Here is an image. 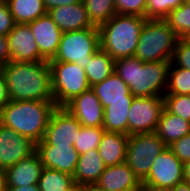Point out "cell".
<instances>
[{
	"instance_id": "cell-1",
	"label": "cell",
	"mask_w": 190,
	"mask_h": 191,
	"mask_svg": "<svg viewBox=\"0 0 190 191\" xmlns=\"http://www.w3.org/2000/svg\"><path fill=\"white\" fill-rule=\"evenodd\" d=\"M2 74L11 101H54L48 61H10L2 66Z\"/></svg>"
},
{
	"instance_id": "cell-2",
	"label": "cell",
	"mask_w": 190,
	"mask_h": 191,
	"mask_svg": "<svg viewBox=\"0 0 190 191\" xmlns=\"http://www.w3.org/2000/svg\"><path fill=\"white\" fill-rule=\"evenodd\" d=\"M171 61L142 62L136 57L114 60V72L129 86L134 97L165 95Z\"/></svg>"
},
{
	"instance_id": "cell-3",
	"label": "cell",
	"mask_w": 190,
	"mask_h": 191,
	"mask_svg": "<svg viewBox=\"0 0 190 191\" xmlns=\"http://www.w3.org/2000/svg\"><path fill=\"white\" fill-rule=\"evenodd\" d=\"M54 101H9L1 110L0 124L38 143L44 138Z\"/></svg>"
},
{
	"instance_id": "cell-4",
	"label": "cell",
	"mask_w": 190,
	"mask_h": 191,
	"mask_svg": "<svg viewBox=\"0 0 190 191\" xmlns=\"http://www.w3.org/2000/svg\"><path fill=\"white\" fill-rule=\"evenodd\" d=\"M146 20L147 18L138 15L116 13L98 27L100 48L114 60L134 57Z\"/></svg>"
},
{
	"instance_id": "cell-5",
	"label": "cell",
	"mask_w": 190,
	"mask_h": 191,
	"mask_svg": "<svg viewBox=\"0 0 190 191\" xmlns=\"http://www.w3.org/2000/svg\"><path fill=\"white\" fill-rule=\"evenodd\" d=\"M179 37L165 20L147 19L134 57L142 62L172 61Z\"/></svg>"
},
{
	"instance_id": "cell-6",
	"label": "cell",
	"mask_w": 190,
	"mask_h": 191,
	"mask_svg": "<svg viewBox=\"0 0 190 191\" xmlns=\"http://www.w3.org/2000/svg\"><path fill=\"white\" fill-rule=\"evenodd\" d=\"M56 107H64L74 97L89 90L86 73L77 63L48 61Z\"/></svg>"
},
{
	"instance_id": "cell-7",
	"label": "cell",
	"mask_w": 190,
	"mask_h": 191,
	"mask_svg": "<svg viewBox=\"0 0 190 191\" xmlns=\"http://www.w3.org/2000/svg\"><path fill=\"white\" fill-rule=\"evenodd\" d=\"M100 49L98 28H85L63 32L59 48L49 61L77 63L86 68L91 56Z\"/></svg>"
},
{
	"instance_id": "cell-8",
	"label": "cell",
	"mask_w": 190,
	"mask_h": 191,
	"mask_svg": "<svg viewBox=\"0 0 190 191\" xmlns=\"http://www.w3.org/2000/svg\"><path fill=\"white\" fill-rule=\"evenodd\" d=\"M166 147L155 132L130 135L128 137L125 163L143 182L149 174L153 160Z\"/></svg>"
},
{
	"instance_id": "cell-9",
	"label": "cell",
	"mask_w": 190,
	"mask_h": 191,
	"mask_svg": "<svg viewBox=\"0 0 190 191\" xmlns=\"http://www.w3.org/2000/svg\"><path fill=\"white\" fill-rule=\"evenodd\" d=\"M163 109L161 96L134 97L128 113V136L155 132Z\"/></svg>"
},
{
	"instance_id": "cell-10",
	"label": "cell",
	"mask_w": 190,
	"mask_h": 191,
	"mask_svg": "<svg viewBox=\"0 0 190 191\" xmlns=\"http://www.w3.org/2000/svg\"><path fill=\"white\" fill-rule=\"evenodd\" d=\"M183 182V162L166 147L154 160L142 186L171 189Z\"/></svg>"
},
{
	"instance_id": "cell-11",
	"label": "cell",
	"mask_w": 190,
	"mask_h": 191,
	"mask_svg": "<svg viewBox=\"0 0 190 191\" xmlns=\"http://www.w3.org/2000/svg\"><path fill=\"white\" fill-rule=\"evenodd\" d=\"M81 124L64 107H57L51 114L44 138L36 145H74Z\"/></svg>"
},
{
	"instance_id": "cell-12",
	"label": "cell",
	"mask_w": 190,
	"mask_h": 191,
	"mask_svg": "<svg viewBox=\"0 0 190 191\" xmlns=\"http://www.w3.org/2000/svg\"><path fill=\"white\" fill-rule=\"evenodd\" d=\"M36 152V143L0 124V168L7 169Z\"/></svg>"
},
{
	"instance_id": "cell-13",
	"label": "cell",
	"mask_w": 190,
	"mask_h": 191,
	"mask_svg": "<svg viewBox=\"0 0 190 191\" xmlns=\"http://www.w3.org/2000/svg\"><path fill=\"white\" fill-rule=\"evenodd\" d=\"M10 61L40 62L46 61L39 53L35 37L29 24L16 23L7 35Z\"/></svg>"
},
{
	"instance_id": "cell-14",
	"label": "cell",
	"mask_w": 190,
	"mask_h": 191,
	"mask_svg": "<svg viewBox=\"0 0 190 191\" xmlns=\"http://www.w3.org/2000/svg\"><path fill=\"white\" fill-rule=\"evenodd\" d=\"M64 108L78 120L81 126H103L104 108L91 88L74 97Z\"/></svg>"
},
{
	"instance_id": "cell-15",
	"label": "cell",
	"mask_w": 190,
	"mask_h": 191,
	"mask_svg": "<svg viewBox=\"0 0 190 191\" xmlns=\"http://www.w3.org/2000/svg\"><path fill=\"white\" fill-rule=\"evenodd\" d=\"M28 24L39 47L40 55L46 61L53 59L59 48L63 32L48 12Z\"/></svg>"
},
{
	"instance_id": "cell-16",
	"label": "cell",
	"mask_w": 190,
	"mask_h": 191,
	"mask_svg": "<svg viewBox=\"0 0 190 191\" xmlns=\"http://www.w3.org/2000/svg\"><path fill=\"white\" fill-rule=\"evenodd\" d=\"M36 152L45 168L54 169L73 176L79 153L72 144L36 145Z\"/></svg>"
},
{
	"instance_id": "cell-17",
	"label": "cell",
	"mask_w": 190,
	"mask_h": 191,
	"mask_svg": "<svg viewBox=\"0 0 190 191\" xmlns=\"http://www.w3.org/2000/svg\"><path fill=\"white\" fill-rule=\"evenodd\" d=\"M94 188L99 191H141L142 182L124 162L106 167Z\"/></svg>"
},
{
	"instance_id": "cell-18",
	"label": "cell",
	"mask_w": 190,
	"mask_h": 191,
	"mask_svg": "<svg viewBox=\"0 0 190 191\" xmlns=\"http://www.w3.org/2000/svg\"><path fill=\"white\" fill-rule=\"evenodd\" d=\"M53 21L62 32H71L85 28H98L88 17L83 1L79 3L55 7L48 11Z\"/></svg>"
},
{
	"instance_id": "cell-19",
	"label": "cell",
	"mask_w": 190,
	"mask_h": 191,
	"mask_svg": "<svg viewBox=\"0 0 190 191\" xmlns=\"http://www.w3.org/2000/svg\"><path fill=\"white\" fill-rule=\"evenodd\" d=\"M44 169L37 152L21 159L18 163L5 169L7 186H27L38 184Z\"/></svg>"
},
{
	"instance_id": "cell-20",
	"label": "cell",
	"mask_w": 190,
	"mask_h": 191,
	"mask_svg": "<svg viewBox=\"0 0 190 191\" xmlns=\"http://www.w3.org/2000/svg\"><path fill=\"white\" fill-rule=\"evenodd\" d=\"M105 168L97 149L80 154L73 174L75 185L81 189L94 187Z\"/></svg>"
},
{
	"instance_id": "cell-21",
	"label": "cell",
	"mask_w": 190,
	"mask_h": 191,
	"mask_svg": "<svg viewBox=\"0 0 190 191\" xmlns=\"http://www.w3.org/2000/svg\"><path fill=\"white\" fill-rule=\"evenodd\" d=\"M91 89L99 98L103 108L110 105V102L133 101L134 98L129 86L116 72H113L101 83L93 85Z\"/></svg>"
},
{
	"instance_id": "cell-22",
	"label": "cell",
	"mask_w": 190,
	"mask_h": 191,
	"mask_svg": "<svg viewBox=\"0 0 190 191\" xmlns=\"http://www.w3.org/2000/svg\"><path fill=\"white\" fill-rule=\"evenodd\" d=\"M128 135L104 132L98 145V152L106 167L125 162Z\"/></svg>"
},
{
	"instance_id": "cell-23",
	"label": "cell",
	"mask_w": 190,
	"mask_h": 191,
	"mask_svg": "<svg viewBox=\"0 0 190 191\" xmlns=\"http://www.w3.org/2000/svg\"><path fill=\"white\" fill-rule=\"evenodd\" d=\"M155 133L168 147L184 135L190 134V122L178 115L171 114L164 108Z\"/></svg>"
},
{
	"instance_id": "cell-24",
	"label": "cell",
	"mask_w": 190,
	"mask_h": 191,
	"mask_svg": "<svg viewBox=\"0 0 190 191\" xmlns=\"http://www.w3.org/2000/svg\"><path fill=\"white\" fill-rule=\"evenodd\" d=\"M132 101L110 102L104 108L103 128L106 132L128 135V113Z\"/></svg>"
},
{
	"instance_id": "cell-25",
	"label": "cell",
	"mask_w": 190,
	"mask_h": 191,
	"mask_svg": "<svg viewBox=\"0 0 190 191\" xmlns=\"http://www.w3.org/2000/svg\"><path fill=\"white\" fill-rule=\"evenodd\" d=\"M90 87L101 83L114 72V59L101 48L90 58L88 66L84 68Z\"/></svg>"
},
{
	"instance_id": "cell-26",
	"label": "cell",
	"mask_w": 190,
	"mask_h": 191,
	"mask_svg": "<svg viewBox=\"0 0 190 191\" xmlns=\"http://www.w3.org/2000/svg\"><path fill=\"white\" fill-rule=\"evenodd\" d=\"M16 23L28 24L47 13L43 0H6Z\"/></svg>"
},
{
	"instance_id": "cell-27",
	"label": "cell",
	"mask_w": 190,
	"mask_h": 191,
	"mask_svg": "<svg viewBox=\"0 0 190 191\" xmlns=\"http://www.w3.org/2000/svg\"><path fill=\"white\" fill-rule=\"evenodd\" d=\"M38 185L40 191H82L80 187L75 185L73 176L45 167Z\"/></svg>"
},
{
	"instance_id": "cell-28",
	"label": "cell",
	"mask_w": 190,
	"mask_h": 191,
	"mask_svg": "<svg viewBox=\"0 0 190 191\" xmlns=\"http://www.w3.org/2000/svg\"><path fill=\"white\" fill-rule=\"evenodd\" d=\"M92 24L99 27L116 13L114 0H82Z\"/></svg>"
},
{
	"instance_id": "cell-29",
	"label": "cell",
	"mask_w": 190,
	"mask_h": 191,
	"mask_svg": "<svg viewBox=\"0 0 190 191\" xmlns=\"http://www.w3.org/2000/svg\"><path fill=\"white\" fill-rule=\"evenodd\" d=\"M165 94L190 95V70L177 67L171 62Z\"/></svg>"
},
{
	"instance_id": "cell-30",
	"label": "cell",
	"mask_w": 190,
	"mask_h": 191,
	"mask_svg": "<svg viewBox=\"0 0 190 191\" xmlns=\"http://www.w3.org/2000/svg\"><path fill=\"white\" fill-rule=\"evenodd\" d=\"M179 38H190V6L182 3L164 19Z\"/></svg>"
},
{
	"instance_id": "cell-31",
	"label": "cell",
	"mask_w": 190,
	"mask_h": 191,
	"mask_svg": "<svg viewBox=\"0 0 190 191\" xmlns=\"http://www.w3.org/2000/svg\"><path fill=\"white\" fill-rule=\"evenodd\" d=\"M104 132L105 129L103 127L81 126L73 146L79 155L92 149H98Z\"/></svg>"
},
{
	"instance_id": "cell-32",
	"label": "cell",
	"mask_w": 190,
	"mask_h": 191,
	"mask_svg": "<svg viewBox=\"0 0 190 191\" xmlns=\"http://www.w3.org/2000/svg\"><path fill=\"white\" fill-rule=\"evenodd\" d=\"M164 108L190 122V95L165 94Z\"/></svg>"
},
{
	"instance_id": "cell-33",
	"label": "cell",
	"mask_w": 190,
	"mask_h": 191,
	"mask_svg": "<svg viewBox=\"0 0 190 191\" xmlns=\"http://www.w3.org/2000/svg\"><path fill=\"white\" fill-rule=\"evenodd\" d=\"M184 0H147L146 18L164 20L170 11L178 8Z\"/></svg>"
},
{
	"instance_id": "cell-34",
	"label": "cell",
	"mask_w": 190,
	"mask_h": 191,
	"mask_svg": "<svg viewBox=\"0 0 190 191\" xmlns=\"http://www.w3.org/2000/svg\"><path fill=\"white\" fill-rule=\"evenodd\" d=\"M117 14L138 15L146 18L147 0H114Z\"/></svg>"
},
{
	"instance_id": "cell-35",
	"label": "cell",
	"mask_w": 190,
	"mask_h": 191,
	"mask_svg": "<svg viewBox=\"0 0 190 191\" xmlns=\"http://www.w3.org/2000/svg\"><path fill=\"white\" fill-rule=\"evenodd\" d=\"M175 66L190 70V39L179 38L171 61Z\"/></svg>"
},
{
	"instance_id": "cell-36",
	"label": "cell",
	"mask_w": 190,
	"mask_h": 191,
	"mask_svg": "<svg viewBox=\"0 0 190 191\" xmlns=\"http://www.w3.org/2000/svg\"><path fill=\"white\" fill-rule=\"evenodd\" d=\"M15 25L8 3L6 0H0V35L7 37Z\"/></svg>"
},
{
	"instance_id": "cell-37",
	"label": "cell",
	"mask_w": 190,
	"mask_h": 191,
	"mask_svg": "<svg viewBox=\"0 0 190 191\" xmlns=\"http://www.w3.org/2000/svg\"><path fill=\"white\" fill-rule=\"evenodd\" d=\"M168 147L183 163L190 161V134L184 135Z\"/></svg>"
},
{
	"instance_id": "cell-38",
	"label": "cell",
	"mask_w": 190,
	"mask_h": 191,
	"mask_svg": "<svg viewBox=\"0 0 190 191\" xmlns=\"http://www.w3.org/2000/svg\"><path fill=\"white\" fill-rule=\"evenodd\" d=\"M10 62V52L8 49V38L0 35V64L6 65Z\"/></svg>"
},
{
	"instance_id": "cell-39",
	"label": "cell",
	"mask_w": 190,
	"mask_h": 191,
	"mask_svg": "<svg viewBox=\"0 0 190 191\" xmlns=\"http://www.w3.org/2000/svg\"><path fill=\"white\" fill-rule=\"evenodd\" d=\"M81 0H43L46 11L60 6L72 5L79 3Z\"/></svg>"
},
{
	"instance_id": "cell-40",
	"label": "cell",
	"mask_w": 190,
	"mask_h": 191,
	"mask_svg": "<svg viewBox=\"0 0 190 191\" xmlns=\"http://www.w3.org/2000/svg\"><path fill=\"white\" fill-rule=\"evenodd\" d=\"M10 101L8 88L3 74L0 75V110Z\"/></svg>"
},
{
	"instance_id": "cell-41",
	"label": "cell",
	"mask_w": 190,
	"mask_h": 191,
	"mask_svg": "<svg viewBox=\"0 0 190 191\" xmlns=\"http://www.w3.org/2000/svg\"><path fill=\"white\" fill-rule=\"evenodd\" d=\"M6 191H40L39 185L38 184H33V185H25L21 187H16V186H7Z\"/></svg>"
},
{
	"instance_id": "cell-42",
	"label": "cell",
	"mask_w": 190,
	"mask_h": 191,
	"mask_svg": "<svg viewBox=\"0 0 190 191\" xmlns=\"http://www.w3.org/2000/svg\"><path fill=\"white\" fill-rule=\"evenodd\" d=\"M183 181L190 184V161L183 163Z\"/></svg>"
},
{
	"instance_id": "cell-43",
	"label": "cell",
	"mask_w": 190,
	"mask_h": 191,
	"mask_svg": "<svg viewBox=\"0 0 190 191\" xmlns=\"http://www.w3.org/2000/svg\"><path fill=\"white\" fill-rule=\"evenodd\" d=\"M7 184H6V172L5 169L0 168V191H6Z\"/></svg>"
},
{
	"instance_id": "cell-44",
	"label": "cell",
	"mask_w": 190,
	"mask_h": 191,
	"mask_svg": "<svg viewBox=\"0 0 190 191\" xmlns=\"http://www.w3.org/2000/svg\"><path fill=\"white\" fill-rule=\"evenodd\" d=\"M170 191H190V184L183 181L171 188Z\"/></svg>"
},
{
	"instance_id": "cell-45",
	"label": "cell",
	"mask_w": 190,
	"mask_h": 191,
	"mask_svg": "<svg viewBox=\"0 0 190 191\" xmlns=\"http://www.w3.org/2000/svg\"><path fill=\"white\" fill-rule=\"evenodd\" d=\"M141 191H170V189L155 188V187H152V186H142Z\"/></svg>"
},
{
	"instance_id": "cell-46",
	"label": "cell",
	"mask_w": 190,
	"mask_h": 191,
	"mask_svg": "<svg viewBox=\"0 0 190 191\" xmlns=\"http://www.w3.org/2000/svg\"><path fill=\"white\" fill-rule=\"evenodd\" d=\"M82 191H99V190L95 189L94 187H88V188L82 189Z\"/></svg>"
},
{
	"instance_id": "cell-47",
	"label": "cell",
	"mask_w": 190,
	"mask_h": 191,
	"mask_svg": "<svg viewBox=\"0 0 190 191\" xmlns=\"http://www.w3.org/2000/svg\"><path fill=\"white\" fill-rule=\"evenodd\" d=\"M184 3L190 6V0H184Z\"/></svg>"
},
{
	"instance_id": "cell-48",
	"label": "cell",
	"mask_w": 190,
	"mask_h": 191,
	"mask_svg": "<svg viewBox=\"0 0 190 191\" xmlns=\"http://www.w3.org/2000/svg\"><path fill=\"white\" fill-rule=\"evenodd\" d=\"M2 66L3 65L0 64V75L2 74Z\"/></svg>"
}]
</instances>
